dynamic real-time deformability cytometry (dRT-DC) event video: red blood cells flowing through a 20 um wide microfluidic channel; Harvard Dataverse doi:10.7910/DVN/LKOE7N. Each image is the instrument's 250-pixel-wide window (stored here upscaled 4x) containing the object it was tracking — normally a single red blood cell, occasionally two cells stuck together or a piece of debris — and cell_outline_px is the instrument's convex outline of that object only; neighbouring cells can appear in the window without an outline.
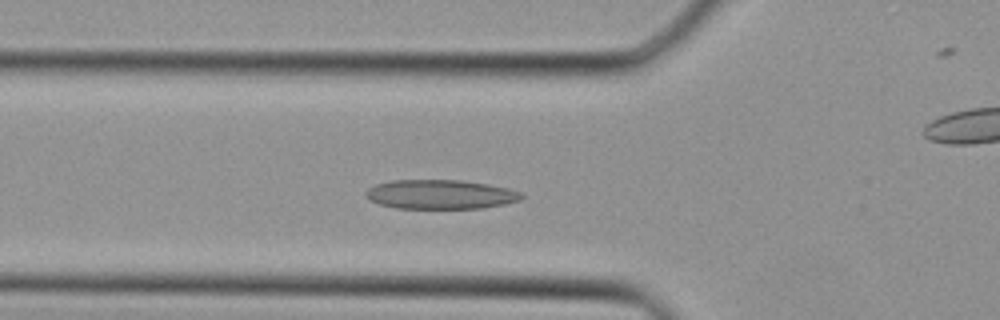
{"species": "Egyptian fruit bat (a non-hibernating species)", "species_latin": "Rousettus aegyptiacus", "temperature_condition": "cold", "stored_images_in_passage": 32, "camera_frame_rate_fps": 3000, "um_per_image_px": 0.085, "animal": {"sex": "female"}, "frame": {"image": 1, "passage_image": 6, "time_ms": 1.667, "image_size_px": [1000, 320], "cell_outline_px": [[524, 196], [520, 200], [504, 204], [480, 208], [396, 208], [380, 204], [372, 200], [364, 192], [368, 188], [376, 184], [392, 180], [460, 180], [488, 184], [508, 188], [520, 192]], "centroid_in_image_um": [37.45, 16.52], "position_along_channel_um": 88.4, "area_um2": 26.36}}
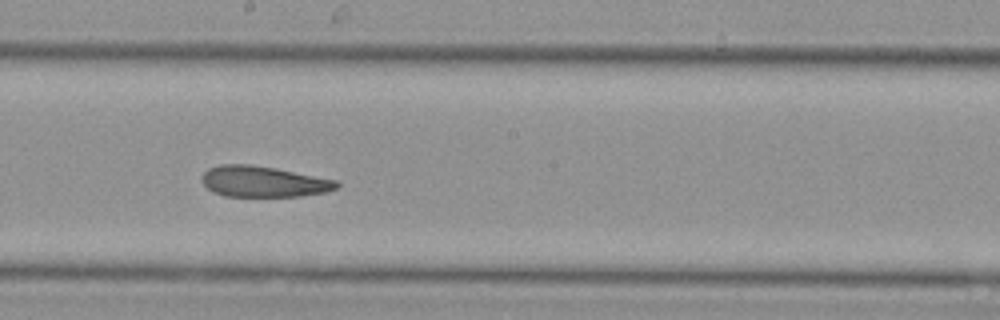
{"frame": {"image": 2, "passage_image": 14, "time_ms": 4.333, "image_size_px": [1000, 320], "cell_outline_px": [[340, 184], [336, 188], [324, 192], [300, 196], [224, 196], [208, 188], [204, 184], [204, 172], [208, 168], [220, 164], [252, 164], [276, 168], [336, 180]], "centroid_in_image_um": [22.4, 15.42], "position_along_channel_um": 225.8, "area_um2": 23.99}}
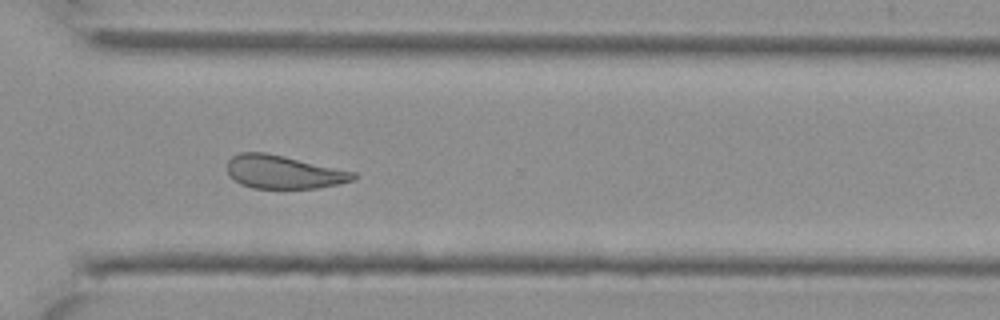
{"frame": {"image": 3, "passage_image": 21, "time_ms": 6.667, "image_size_px": [1000, 320], "cell_outline_px": [[356, 176], [352, 180], [340, 184], [316, 188], [252, 188], [240, 184], [228, 176], [228, 160], [232, 156], [240, 152], [264, 152], [284, 156], [356, 172]], "centroid_in_image_um": [24.08, 14.62], "position_along_channel_um": 346.5, "area_um2": 24.45}}